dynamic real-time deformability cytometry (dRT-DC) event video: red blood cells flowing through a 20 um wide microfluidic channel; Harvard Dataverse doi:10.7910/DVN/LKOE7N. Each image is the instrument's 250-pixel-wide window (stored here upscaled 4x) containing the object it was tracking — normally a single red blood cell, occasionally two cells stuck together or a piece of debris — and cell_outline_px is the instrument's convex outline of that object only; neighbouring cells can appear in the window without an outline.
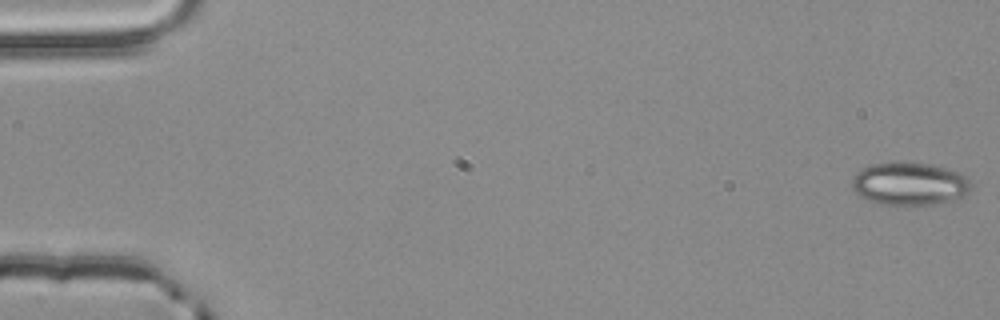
{"species": "common noctule bat (a hibernating species)", "species_latin": "Nyctalus noctula", "temperature_condition": "room temperature", "stored_images_in_passage": 55, "camera_frame_rate_fps": 3000, "um_per_image_px": 0.085, "animal": {"sex": "male", "body_mass_g": 20.4}, "frame": {"image": 1, "passage_image": 1, "time_ms": 0.0, "image_size_px": [1000, 320], "cell_outline_px": [[972, 188], [964, 196], [932, 204], [880, 204], [868, 200], [860, 196], [852, 188], [852, 176], [860, 168], [872, 164], [928, 164], [944, 168], [956, 172], [964, 176], [972, 184]], "centroid_in_image_um": [77.27, 15.64], "position_along_channel_um": 7.7, "area_um2": 28.96}}
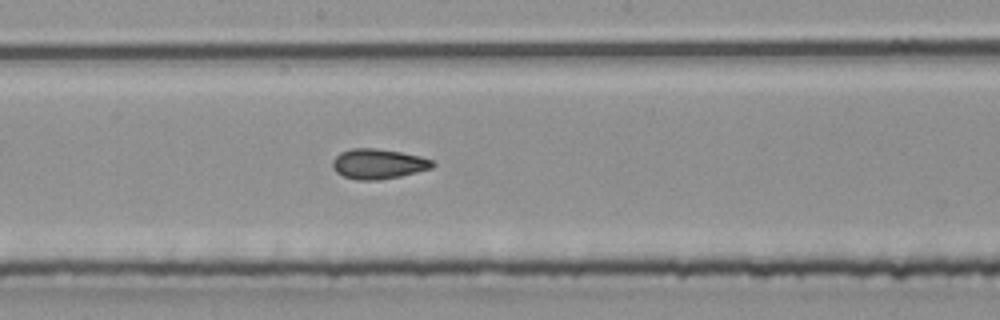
{"frame": {"image": 2, "passage_image": 30, "time_ms": 9.667, "image_size_px": [1000, 320], "cell_outline_px": [[436, 164], [432, 168], [400, 176], [380, 180], [356, 180], [344, 176], [336, 172], [332, 168], [332, 160], [340, 152], [352, 148], [376, 148], [400, 152], [420, 156], [432, 160]], "centroid_in_image_um": [32.13, 13.93], "position_along_channel_um": 216.1, "area_um2": 17.57}}
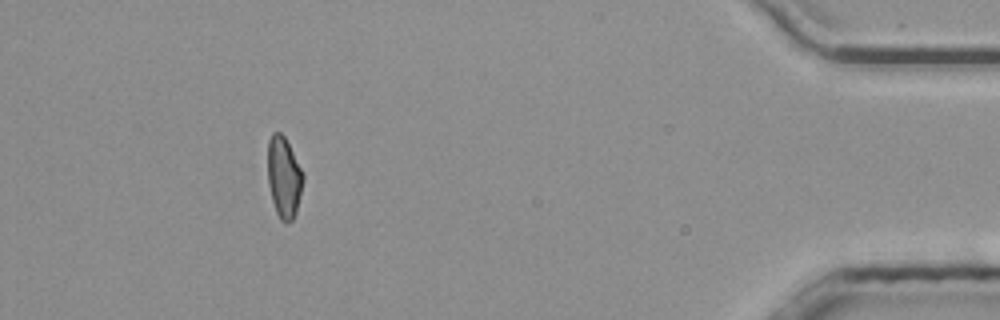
{"frame": {"image": 3, "passage_image": 50, "time_ms": 16.333, "image_size_px": [1000, 320], "cell_outline_px": [[304, 176], [296, 212], [292, 220], [288, 224], [284, 224], [280, 220], [276, 212], [272, 200], [268, 184], [268, 140], [272, 132], [280, 132], [284, 136], [304, 172]], "centroid_in_image_um": [24.13, 15.08], "position_along_channel_um": 411.1, "area_um2": 16.82}, "authors_computed_cell_mechanics": {"area_um2": 17.3978, "velocity_mm_per_s": 3.8657, "shape_relaxation_time_tau1_ms": 6.2472, "shape_relaxation_time_tau2_ms": 3.2852, "deformation_change_tau1": 0.124, "deformation_change_tau2": 0.1004}}